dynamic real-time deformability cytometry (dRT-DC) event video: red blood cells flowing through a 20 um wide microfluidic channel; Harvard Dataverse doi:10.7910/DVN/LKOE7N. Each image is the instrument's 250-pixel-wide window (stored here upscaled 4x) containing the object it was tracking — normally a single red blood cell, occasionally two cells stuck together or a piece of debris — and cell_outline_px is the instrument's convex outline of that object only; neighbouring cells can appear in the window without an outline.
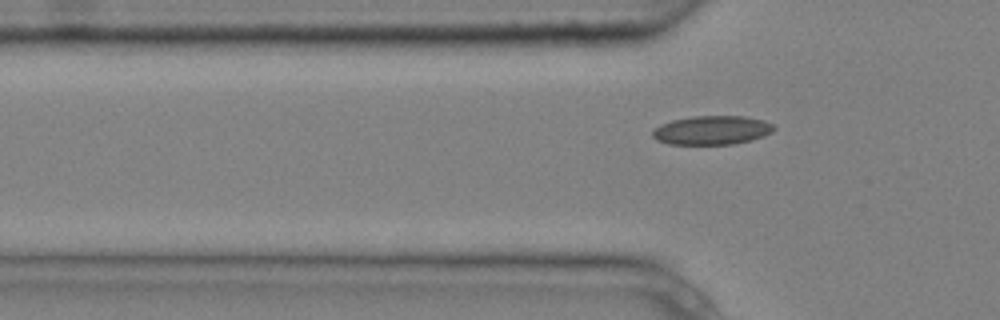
{"species": "common noctule bat (a hibernating species)", "species_latin": "Nyctalus noctula", "temperature_condition": "cold", "stored_images_in_passage": 4, "segment_of_instrument_passage": [2, 2], "camera_frame_rate_fps": 3000, "um_per_image_px": 0.085, "animal": {"sex": "male", "body_mass_g": 20.4}, "frame": {"image": 1, "passage_image": 4, "time_ms": 1.0, "image_size_px": [1000, 320], "cell_outline_px": [[776, 128], [772, 132], [748, 140], [732, 144], [668, 144], [656, 140], [652, 136], [652, 132], [660, 124], [672, 120], [692, 116], [744, 116], [764, 120], [772, 124]], "centroid_in_image_um": [60.48, 11.06], "position_along_channel_um": 65.3, "area_um2": 20.29}}